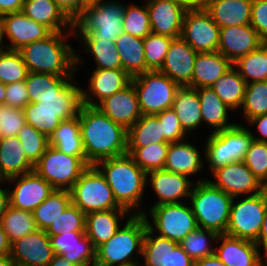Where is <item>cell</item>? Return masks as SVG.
I'll return each instance as SVG.
<instances>
[{
  "mask_svg": "<svg viewBox=\"0 0 267 266\" xmlns=\"http://www.w3.org/2000/svg\"><path fill=\"white\" fill-rule=\"evenodd\" d=\"M78 119L85 159L89 165L127 153V130L97 107L83 104Z\"/></svg>",
  "mask_w": 267,
  "mask_h": 266,
  "instance_id": "cell-1",
  "label": "cell"
},
{
  "mask_svg": "<svg viewBox=\"0 0 267 266\" xmlns=\"http://www.w3.org/2000/svg\"><path fill=\"white\" fill-rule=\"evenodd\" d=\"M70 34L75 35L74 31L52 32L45 39L24 45L18 50L28 72L74 76L78 63L83 60L65 43Z\"/></svg>",
  "mask_w": 267,
  "mask_h": 266,
  "instance_id": "cell-2",
  "label": "cell"
},
{
  "mask_svg": "<svg viewBox=\"0 0 267 266\" xmlns=\"http://www.w3.org/2000/svg\"><path fill=\"white\" fill-rule=\"evenodd\" d=\"M109 184L117 203L133 214H143L140 203L147 185V174L126 153L99 161L94 165Z\"/></svg>",
  "mask_w": 267,
  "mask_h": 266,
  "instance_id": "cell-3",
  "label": "cell"
},
{
  "mask_svg": "<svg viewBox=\"0 0 267 266\" xmlns=\"http://www.w3.org/2000/svg\"><path fill=\"white\" fill-rule=\"evenodd\" d=\"M125 6L126 4L118 1L91 0L73 22L74 36H79V39L116 41L124 32Z\"/></svg>",
  "mask_w": 267,
  "mask_h": 266,
  "instance_id": "cell-4",
  "label": "cell"
},
{
  "mask_svg": "<svg viewBox=\"0 0 267 266\" xmlns=\"http://www.w3.org/2000/svg\"><path fill=\"white\" fill-rule=\"evenodd\" d=\"M146 218L142 214H132L113 237L95 249L96 266H123L137 261L133 254H142L144 235L147 230ZM135 259V261H134Z\"/></svg>",
  "mask_w": 267,
  "mask_h": 266,
  "instance_id": "cell-5",
  "label": "cell"
},
{
  "mask_svg": "<svg viewBox=\"0 0 267 266\" xmlns=\"http://www.w3.org/2000/svg\"><path fill=\"white\" fill-rule=\"evenodd\" d=\"M197 226L225 234L233 197L213 186L208 179L194 184L190 198Z\"/></svg>",
  "mask_w": 267,
  "mask_h": 266,
  "instance_id": "cell-6",
  "label": "cell"
},
{
  "mask_svg": "<svg viewBox=\"0 0 267 266\" xmlns=\"http://www.w3.org/2000/svg\"><path fill=\"white\" fill-rule=\"evenodd\" d=\"M205 142V159L211 172L230 163L243 161L253 136L248 128L235 124L229 129L210 132Z\"/></svg>",
  "mask_w": 267,
  "mask_h": 266,
  "instance_id": "cell-7",
  "label": "cell"
},
{
  "mask_svg": "<svg viewBox=\"0 0 267 266\" xmlns=\"http://www.w3.org/2000/svg\"><path fill=\"white\" fill-rule=\"evenodd\" d=\"M72 204L85 215L95 211L125 209L114 198L102 173L90 165L69 190Z\"/></svg>",
  "mask_w": 267,
  "mask_h": 266,
  "instance_id": "cell-8",
  "label": "cell"
},
{
  "mask_svg": "<svg viewBox=\"0 0 267 266\" xmlns=\"http://www.w3.org/2000/svg\"><path fill=\"white\" fill-rule=\"evenodd\" d=\"M89 166L85 156L66 155L49 145L34 165V171L54 189L70 190Z\"/></svg>",
  "mask_w": 267,
  "mask_h": 266,
  "instance_id": "cell-9",
  "label": "cell"
},
{
  "mask_svg": "<svg viewBox=\"0 0 267 266\" xmlns=\"http://www.w3.org/2000/svg\"><path fill=\"white\" fill-rule=\"evenodd\" d=\"M142 115L157 114L172 108L180 87L160 71H147L131 79Z\"/></svg>",
  "mask_w": 267,
  "mask_h": 266,
  "instance_id": "cell-10",
  "label": "cell"
},
{
  "mask_svg": "<svg viewBox=\"0 0 267 266\" xmlns=\"http://www.w3.org/2000/svg\"><path fill=\"white\" fill-rule=\"evenodd\" d=\"M230 210L226 235L255 242L260 234L267 209V189L253 196H244Z\"/></svg>",
  "mask_w": 267,
  "mask_h": 266,
  "instance_id": "cell-11",
  "label": "cell"
},
{
  "mask_svg": "<svg viewBox=\"0 0 267 266\" xmlns=\"http://www.w3.org/2000/svg\"><path fill=\"white\" fill-rule=\"evenodd\" d=\"M153 224L144 211L147 226L153 233L180 243L190 232L198 228L191 206L182 203L162 204L150 207ZM157 230V231H155Z\"/></svg>",
  "mask_w": 267,
  "mask_h": 266,
  "instance_id": "cell-12",
  "label": "cell"
},
{
  "mask_svg": "<svg viewBox=\"0 0 267 266\" xmlns=\"http://www.w3.org/2000/svg\"><path fill=\"white\" fill-rule=\"evenodd\" d=\"M220 27L206 9L187 10L184 15L181 38L197 52L217 51Z\"/></svg>",
  "mask_w": 267,
  "mask_h": 266,
  "instance_id": "cell-13",
  "label": "cell"
},
{
  "mask_svg": "<svg viewBox=\"0 0 267 266\" xmlns=\"http://www.w3.org/2000/svg\"><path fill=\"white\" fill-rule=\"evenodd\" d=\"M212 174L216 182L208 181L233 198L241 195L253 196L266 189L243 161L230 163L218 168Z\"/></svg>",
  "mask_w": 267,
  "mask_h": 266,
  "instance_id": "cell-14",
  "label": "cell"
},
{
  "mask_svg": "<svg viewBox=\"0 0 267 266\" xmlns=\"http://www.w3.org/2000/svg\"><path fill=\"white\" fill-rule=\"evenodd\" d=\"M16 181L13 190L9 189L10 206L33 212L55 190L35 171L15 176L5 182Z\"/></svg>",
  "mask_w": 267,
  "mask_h": 266,
  "instance_id": "cell-15",
  "label": "cell"
},
{
  "mask_svg": "<svg viewBox=\"0 0 267 266\" xmlns=\"http://www.w3.org/2000/svg\"><path fill=\"white\" fill-rule=\"evenodd\" d=\"M10 256L16 265L47 266L54 251L46 231L37 229L11 243Z\"/></svg>",
  "mask_w": 267,
  "mask_h": 266,
  "instance_id": "cell-16",
  "label": "cell"
},
{
  "mask_svg": "<svg viewBox=\"0 0 267 266\" xmlns=\"http://www.w3.org/2000/svg\"><path fill=\"white\" fill-rule=\"evenodd\" d=\"M151 32L170 38L182 34L184 15L187 9L177 0H147Z\"/></svg>",
  "mask_w": 267,
  "mask_h": 266,
  "instance_id": "cell-17",
  "label": "cell"
},
{
  "mask_svg": "<svg viewBox=\"0 0 267 266\" xmlns=\"http://www.w3.org/2000/svg\"><path fill=\"white\" fill-rule=\"evenodd\" d=\"M4 36L10 40L8 50H20L24 45L48 37L52 31L28 18L22 11L8 13L0 17Z\"/></svg>",
  "mask_w": 267,
  "mask_h": 266,
  "instance_id": "cell-18",
  "label": "cell"
},
{
  "mask_svg": "<svg viewBox=\"0 0 267 266\" xmlns=\"http://www.w3.org/2000/svg\"><path fill=\"white\" fill-rule=\"evenodd\" d=\"M264 41L250 24L223 27L220 28L217 51L235 63L242 56L258 49Z\"/></svg>",
  "mask_w": 267,
  "mask_h": 266,
  "instance_id": "cell-19",
  "label": "cell"
},
{
  "mask_svg": "<svg viewBox=\"0 0 267 266\" xmlns=\"http://www.w3.org/2000/svg\"><path fill=\"white\" fill-rule=\"evenodd\" d=\"M195 51L181 37L172 40L161 68L158 70L179 86H189L192 81Z\"/></svg>",
  "mask_w": 267,
  "mask_h": 266,
  "instance_id": "cell-20",
  "label": "cell"
},
{
  "mask_svg": "<svg viewBox=\"0 0 267 266\" xmlns=\"http://www.w3.org/2000/svg\"><path fill=\"white\" fill-rule=\"evenodd\" d=\"M96 107L126 130L142 117L138 96L132 83L104 99Z\"/></svg>",
  "mask_w": 267,
  "mask_h": 266,
  "instance_id": "cell-21",
  "label": "cell"
},
{
  "mask_svg": "<svg viewBox=\"0 0 267 266\" xmlns=\"http://www.w3.org/2000/svg\"><path fill=\"white\" fill-rule=\"evenodd\" d=\"M150 178V179H149ZM148 182L159 197L157 202L152 205L182 203L180 199L190 197L194 182L190 181L188 176L179 173H173L165 169L154 170L147 173Z\"/></svg>",
  "mask_w": 267,
  "mask_h": 266,
  "instance_id": "cell-22",
  "label": "cell"
},
{
  "mask_svg": "<svg viewBox=\"0 0 267 266\" xmlns=\"http://www.w3.org/2000/svg\"><path fill=\"white\" fill-rule=\"evenodd\" d=\"M131 79L123 69H94L90 77V89H82V102L84 105L96 107L104 99L128 86Z\"/></svg>",
  "mask_w": 267,
  "mask_h": 266,
  "instance_id": "cell-23",
  "label": "cell"
},
{
  "mask_svg": "<svg viewBox=\"0 0 267 266\" xmlns=\"http://www.w3.org/2000/svg\"><path fill=\"white\" fill-rule=\"evenodd\" d=\"M215 247V254L226 266H260L262 258L258 245L250 240L218 235Z\"/></svg>",
  "mask_w": 267,
  "mask_h": 266,
  "instance_id": "cell-24",
  "label": "cell"
},
{
  "mask_svg": "<svg viewBox=\"0 0 267 266\" xmlns=\"http://www.w3.org/2000/svg\"><path fill=\"white\" fill-rule=\"evenodd\" d=\"M49 237L54 254L64 256L76 266L95 264V248L86 232H69Z\"/></svg>",
  "mask_w": 267,
  "mask_h": 266,
  "instance_id": "cell-25",
  "label": "cell"
},
{
  "mask_svg": "<svg viewBox=\"0 0 267 266\" xmlns=\"http://www.w3.org/2000/svg\"><path fill=\"white\" fill-rule=\"evenodd\" d=\"M129 214L127 209L95 211L86 214L85 232L86 236L91 240L93 247L96 249L113 237L121 227L119 225L120 220L126 216L130 217L133 213Z\"/></svg>",
  "mask_w": 267,
  "mask_h": 266,
  "instance_id": "cell-26",
  "label": "cell"
},
{
  "mask_svg": "<svg viewBox=\"0 0 267 266\" xmlns=\"http://www.w3.org/2000/svg\"><path fill=\"white\" fill-rule=\"evenodd\" d=\"M232 66L233 63L218 51L198 52L189 87H212Z\"/></svg>",
  "mask_w": 267,
  "mask_h": 266,
  "instance_id": "cell-27",
  "label": "cell"
},
{
  "mask_svg": "<svg viewBox=\"0 0 267 266\" xmlns=\"http://www.w3.org/2000/svg\"><path fill=\"white\" fill-rule=\"evenodd\" d=\"M34 171V165L26 158L18 136L0 139V179L20 176Z\"/></svg>",
  "mask_w": 267,
  "mask_h": 266,
  "instance_id": "cell-28",
  "label": "cell"
},
{
  "mask_svg": "<svg viewBox=\"0 0 267 266\" xmlns=\"http://www.w3.org/2000/svg\"><path fill=\"white\" fill-rule=\"evenodd\" d=\"M21 11L52 32L74 31L73 22L52 0H25Z\"/></svg>",
  "mask_w": 267,
  "mask_h": 266,
  "instance_id": "cell-29",
  "label": "cell"
},
{
  "mask_svg": "<svg viewBox=\"0 0 267 266\" xmlns=\"http://www.w3.org/2000/svg\"><path fill=\"white\" fill-rule=\"evenodd\" d=\"M171 142L167 150L164 169L173 173L194 175L203 169L200 152L188 140Z\"/></svg>",
  "mask_w": 267,
  "mask_h": 266,
  "instance_id": "cell-30",
  "label": "cell"
},
{
  "mask_svg": "<svg viewBox=\"0 0 267 266\" xmlns=\"http://www.w3.org/2000/svg\"><path fill=\"white\" fill-rule=\"evenodd\" d=\"M253 0H211L206 9L220 27L250 24Z\"/></svg>",
  "mask_w": 267,
  "mask_h": 266,
  "instance_id": "cell-31",
  "label": "cell"
},
{
  "mask_svg": "<svg viewBox=\"0 0 267 266\" xmlns=\"http://www.w3.org/2000/svg\"><path fill=\"white\" fill-rule=\"evenodd\" d=\"M74 78L57 94L40 98L36 104L41 110L57 111L62 120L78 117L83 105L82 88L73 83Z\"/></svg>",
  "mask_w": 267,
  "mask_h": 266,
  "instance_id": "cell-32",
  "label": "cell"
},
{
  "mask_svg": "<svg viewBox=\"0 0 267 266\" xmlns=\"http://www.w3.org/2000/svg\"><path fill=\"white\" fill-rule=\"evenodd\" d=\"M172 108L187 134L202 125L201 106L196 88L180 86L176 91Z\"/></svg>",
  "mask_w": 267,
  "mask_h": 266,
  "instance_id": "cell-33",
  "label": "cell"
},
{
  "mask_svg": "<svg viewBox=\"0 0 267 266\" xmlns=\"http://www.w3.org/2000/svg\"><path fill=\"white\" fill-rule=\"evenodd\" d=\"M122 69L131 77L150 71L146 67L144 38L121 33L115 41Z\"/></svg>",
  "mask_w": 267,
  "mask_h": 266,
  "instance_id": "cell-34",
  "label": "cell"
},
{
  "mask_svg": "<svg viewBox=\"0 0 267 266\" xmlns=\"http://www.w3.org/2000/svg\"><path fill=\"white\" fill-rule=\"evenodd\" d=\"M201 106L202 121L214 128L213 132L233 127L236 123H229L228 111H232L211 87L196 89Z\"/></svg>",
  "mask_w": 267,
  "mask_h": 266,
  "instance_id": "cell-35",
  "label": "cell"
},
{
  "mask_svg": "<svg viewBox=\"0 0 267 266\" xmlns=\"http://www.w3.org/2000/svg\"><path fill=\"white\" fill-rule=\"evenodd\" d=\"M156 143H170L163 135L162 125L155 114L142 115L127 130V148H142Z\"/></svg>",
  "mask_w": 267,
  "mask_h": 266,
  "instance_id": "cell-36",
  "label": "cell"
},
{
  "mask_svg": "<svg viewBox=\"0 0 267 266\" xmlns=\"http://www.w3.org/2000/svg\"><path fill=\"white\" fill-rule=\"evenodd\" d=\"M49 145L66 155L85 156L78 117L63 120L49 137Z\"/></svg>",
  "mask_w": 267,
  "mask_h": 266,
  "instance_id": "cell-37",
  "label": "cell"
},
{
  "mask_svg": "<svg viewBox=\"0 0 267 266\" xmlns=\"http://www.w3.org/2000/svg\"><path fill=\"white\" fill-rule=\"evenodd\" d=\"M73 78L75 76L28 72L25 82L29 93V102L37 103L40 102V98L57 96Z\"/></svg>",
  "mask_w": 267,
  "mask_h": 266,
  "instance_id": "cell-38",
  "label": "cell"
},
{
  "mask_svg": "<svg viewBox=\"0 0 267 266\" xmlns=\"http://www.w3.org/2000/svg\"><path fill=\"white\" fill-rule=\"evenodd\" d=\"M211 88L216 92L221 101L232 109V111L241 109L246 82L234 66L223 74Z\"/></svg>",
  "mask_w": 267,
  "mask_h": 266,
  "instance_id": "cell-39",
  "label": "cell"
},
{
  "mask_svg": "<svg viewBox=\"0 0 267 266\" xmlns=\"http://www.w3.org/2000/svg\"><path fill=\"white\" fill-rule=\"evenodd\" d=\"M72 203L69 190L55 189L32 213L38 229L46 231Z\"/></svg>",
  "mask_w": 267,
  "mask_h": 266,
  "instance_id": "cell-40",
  "label": "cell"
},
{
  "mask_svg": "<svg viewBox=\"0 0 267 266\" xmlns=\"http://www.w3.org/2000/svg\"><path fill=\"white\" fill-rule=\"evenodd\" d=\"M0 224L7 233L10 243L20 240L38 229L32 212L15 209L11 206L2 215Z\"/></svg>",
  "mask_w": 267,
  "mask_h": 266,
  "instance_id": "cell-41",
  "label": "cell"
},
{
  "mask_svg": "<svg viewBox=\"0 0 267 266\" xmlns=\"http://www.w3.org/2000/svg\"><path fill=\"white\" fill-rule=\"evenodd\" d=\"M233 66L246 83L267 80V45L263 43L258 49L239 58Z\"/></svg>",
  "mask_w": 267,
  "mask_h": 266,
  "instance_id": "cell-42",
  "label": "cell"
},
{
  "mask_svg": "<svg viewBox=\"0 0 267 266\" xmlns=\"http://www.w3.org/2000/svg\"><path fill=\"white\" fill-rule=\"evenodd\" d=\"M85 52L93 55L96 69H122V62L115 47V41L107 39H80Z\"/></svg>",
  "mask_w": 267,
  "mask_h": 266,
  "instance_id": "cell-43",
  "label": "cell"
},
{
  "mask_svg": "<svg viewBox=\"0 0 267 266\" xmlns=\"http://www.w3.org/2000/svg\"><path fill=\"white\" fill-rule=\"evenodd\" d=\"M170 143L150 144L142 148H127L135 163L147 174L154 170L164 169L167 150Z\"/></svg>",
  "mask_w": 267,
  "mask_h": 266,
  "instance_id": "cell-44",
  "label": "cell"
},
{
  "mask_svg": "<svg viewBox=\"0 0 267 266\" xmlns=\"http://www.w3.org/2000/svg\"><path fill=\"white\" fill-rule=\"evenodd\" d=\"M241 108H243L246 122L254 117L267 114V80L246 83Z\"/></svg>",
  "mask_w": 267,
  "mask_h": 266,
  "instance_id": "cell-45",
  "label": "cell"
},
{
  "mask_svg": "<svg viewBox=\"0 0 267 266\" xmlns=\"http://www.w3.org/2000/svg\"><path fill=\"white\" fill-rule=\"evenodd\" d=\"M142 256L145 261L143 266H168L169 239L155 235L147 227L142 245Z\"/></svg>",
  "mask_w": 267,
  "mask_h": 266,
  "instance_id": "cell-46",
  "label": "cell"
},
{
  "mask_svg": "<svg viewBox=\"0 0 267 266\" xmlns=\"http://www.w3.org/2000/svg\"><path fill=\"white\" fill-rule=\"evenodd\" d=\"M217 237L218 234L216 232L198 227L190 232L179 244L196 261L215 254V248H210L207 242H215Z\"/></svg>",
  "mask_w": 267,
  "mask_h": 266,
  "instance_id": "cell-47",
  "label": "cell"
},
{
  "mask_svg": "<svg viewBox=\"0 0 267 266\" xmlns=\"http://www.w3.org/2000/svg\"><path fill=\"white\" fill-rule=\"evenodd\" d=\"M144 6V7H143ZM142 7L131 4L125 6L123 31L131 36L145 38L151 33V24L146 4Z\"/></svg>",
  "mask_w": 267,
  "mask_h": 266,
  "instance_id": "cell-48",
  "label": "cell"
},
{
  "mask_svg": "<svg viewBox=\"0 0 267 266\" xmlns=\"http://www.w3.org/2000/svg\"><path fill=\"white\" fill-rule=\"evenodd\" d=\"M28 74L21 53L7 50L0 54V82L8 85L18 81H25Z\"/></svg>",
  "mask_w": 267,
  "mask_h": 266,
  "instance_id": "cell-49",
  "label": "cell"
},
{
  "mask_svg": "<svg viewBox=\"0 0 267 266\" xmlns=\"http://www.w3.org/2000/svg\"><path fill=\"white\" fill-rule=\"evenodd\" d=\"M26 158L35 165L49 146V138L29 124H25L18 133Z\"/></svg>",
  "mask_w": 267,
  "mask_h": 266,
  "instance_id": "cell-50",
  "label": "cell"
},
{
  "mask_svg": "<svg viewBox=\"0 0 267 266\" xmlns=\"http://www.w3.org/2000/svg\"><path fill=\"white\" fill-rule=\"evenodd\" d=\"M26 123L34 127L48 138L63 121L57 111L41 110L36 103L29 102L24 108Z\"/></svg>",
  "mask_w": 267,
  "mask_h": 266,
  "instance_id": "cell-51",
  "label": "cell"
},
{
  "mask_svg": "<svg viewBox=\"0 0 267 266\" xmlns=\"http://www.w3.org/2000/svg\"><path fill=\"white\" fill-rule=\"evenodd\" d=\"M86 215L74 204L59 216L46 230L48 236H57L69 232H85Z\"/></svg>",
  "mask_w": 267,
  "mask_h": 266,
  "instance_id": "cell-52",
  "label": "cell"
},
{
  "mask_svg": "<svg viewBox=\"0 0 267 266\" xmlns=\"http://www.w3.org/2000/svg\"><path fill=\"white\" fill-rule=\"evenodd\" d=\"M173 38L150 33L144 38L145 62L150 71L161 68Z\"/></svg>",
  "mask_w": 267,
  "mask_h": 266,
  "instance_id": "cell-53",
  "label": "cell"
},
{
  "mask_svg": "<svg viewBox=\"0 0 267 266\" xmlns=\"http://www.w3.org/2000/svg\"><path fill=\"white\" fill-rule=\"evenodd\" d=\"M243 162L257 179L267 187V142L253 140Z\"/></svg>",
  "mask_w": 267,
  "mask_h": 266,
  "instance_id": "cell-54",
  "label": "cell"
},
{
  "mask_svg": "<svg viewBox=\"0 0 267 266\" xmlns=\"http://www.w3.org/2000/svg\"><path fill=\"white\" fill-rule=\"evenodd\" d=\"M25 124L23 109L0 105V139L17 136Z\"/></svg>",
  "mask_w": 267,
  "mask_h": 266,
  "instance_id": "cell-55",
  "label": "cell"
},
{
  "mask_svg": "<svg viewBox=\"0 0 267 266\" xmlns=\"http://www.w3.org/2000/svg\"><path fill=\"white\" fill-rule=\"evenodd\" d=\"M160 124L162 125L164 138L168 142H178L187 140L188 135L180 125L179 118L177 117L173 108L164 110L163 112L155 114Z\"/></svg>",
  "mask_w": 267,
  "mask_h": 266,
  "instance_id": "cell-56",
  "label": "cell"
},
{
  "mask_svg": "<svg viewBox=\"0 0 267 266\" xmlns=\"http://www.w3.org/2000/svg\"><path fill=\"white\" fill-rule=\"evenodd\" d=\"M29 103V93L25 81L6 85L5 104L23 109Z\"/></svg>",
  "mask_w": 267,
  "mask_h": 266,
  "instance_id": "cell-57",
  "label": "cell"
},
{
  "mask_svg": "<svg viewBox=\"0 0 267 266\" xmlns=\"http://www.w3.org/2000/svg\"><path fill=\"white\" fill-rule=\"evenodd\" d=\"M250 25L264 39H267V0H253Z\"/></svg>",
  "mask_w": 267,
  "mask_h": 266,
  "instance_id": "cell-58",
  "label": "cell"
},
{
  "mask_svg": "<svg viewBox=\"0 0 267 266\" xmlns=\"http://www.w3.org/2000/svg\"><path fill=\"white\" fill-rule=\"evenodd\" d=\"M168 266H194V260L183 250L182 246L170 239Z\"/></svg>",
  "mask_w": 267,
  "mask_h": 266,
  "instance_id": "cell-59",
  "label": "cell"
},
{
  "mask_svg": "<svg viewBox=\"0 0 267 266\" xmlns=\"http://www.w3.org/2000/svg\"><path fill=\"white\" fill-rule=\"evenodd\" d=\"M74 22L91 0H52Z\"/></svg>",
  "mask_w": 267,
  "mask_h": 266,
  "instance_id": "cell-60",
  "label": "cell"
},
{
  "mask_svg": "<svg viewBox=\"0 0 267 266\" xmlns=\"http://www.w3.org/2000/svg\"><path fill=\"white\" fill-rule=\"evenodd\" d=\"M248 122L250 125H257L256 126L257 130L262 136V137H256L254 133L251 132L253 139L256 141L267 142V114L254 117L250 119Z\"/></svg>",
  "mask_w": 267,
  "mask_h": 266,
  "instance_id": "cell-61",
  "label": "cell"
},
{
  "mask_svg": "<svg viewBox=\"0 0 267 266\" xmlns=\"http://www.w3.org/2000/svg\"><path fill=\"white\" fill-rule=\"evenodd\" d=\"M25 0H0V17L22 10Z\"/></svg>",
  "mask_w": 267,
  "mask_h": 266,
  "instance_id": "cell-62",
  "label": "cell"
},
{
  "mask_svg": "<svg viewBox=\"0 0 267 266\" xmlns=\"http://www.w3.org/2000/svg\"><path fill=\"white\" fill-rule=\"evenodd\" d=\"M255 243L258 245L259 248L263 245L262 248H264V252H265L264 258H267V209L264 215L260 234L257 240L255 241Z\"/></svg>",
  "mask_w": 267,
  "mask_h": 266,
  "instance_id": "cell-63",
  "label": "cell"
},
{
  "mask_svg": "<svg viewBox=\"0 0 267 266\" xmlns=\"http://www.w3.org/2000/svg\"><path fill=\"white\" fill-rule=\"evenodd\" d=\"M3 179H0V184L2 185L5 183ZM10 206V201H9V189L5 188H0V219L2 215L5 213L7 208Z\"/></svg>",
  "mask_w": 267,
  "mask_h": 266,
  "instance_id": "cell-64",
  "label": "cell"
},
{
  "mask_svg": "<svg viewBox=\"0 0 267 266\" xmlns=\"http://www.w3.org/2000/svg\"><path fill=\"white\" fill-rule=\"evenodd\" d=\"M194 266H226L216 254L194 261Z\"/></svg>",
  "mask_w": 267,
  "mask_h": 266,
  "instance_id": "cell-65",
  "label": "cell"
},
{
  "mask_svg": "<svg viewBox=\"0 0 267 266\" xmlns=\"http://www.w3.org/2000/svg\"><path fill=\"white\" fill-rule=\"evenodd\" d=\"M11 243L8 240L7 233L0 224V256L10 255Z\"/></svg>",
  "mask_w": 267,
  "mask_h": 266,
  "instance_id": "cell-66",
  "label": "cell"
},
{
  "mask_svg": "<svg viewBox=\"0 0 267 266\" xmlns=\"http://www.w3.org/2000/svg\"><path fill=\"white\" fill-rule=\"evenodd\" d=\"M211 0H186L187 10H201L209 7Z\"/></svg>",
  "mask_w": 267,
  "mask_h": 266,
  "instance_id": "cell-67",
  "label": "cell"
},
{
  "mask_svg": "<svg viewBox=\"0 0 267 266\" xmlns=\"http://www.w3.org/2000/svg\"><path fill=\"white\" fill-rule=\"evenodd\" d=\"M47 266H76V265L67 260L64 256L59 254H54L52 260Z\"/></svg>",
  "mask_w": 267,
  "mask_h": 266,
  "instance_id": "cell-68",
  "label": "cell"
},
{
  "mask_svg": "<svg viewBox=\"0 0 267 266\" xmlns=\"http://www.w3.org/2000/svg\"><path fill=\"white\" fill-rule=\"evenodd\" d=\"M0 266H14V261L10 255L0 256Z\"/></svg>",
  "mask_w": 267,
  "mask_h": 266,
  "instance_id": "cell-69",
  "label": "cell"
},
{
  "mask_svg": "<svg viewBox=\"0 0 267 266\" xmlns=\"http://www.w3.org/2000/svg\"><path fill=\"white\" fill-rule=\"evenodd\" d=\"M4 37L5 36H4V33H3V28H2L1 21H0V54L6 52L8 50L7 49V45L6 44L5 45L3 44V38Z\"/></svg>",
  "mask_w": 267,
  "mask_h": 266,
  "instance_id": "cell-70",
  "label": "cell"
},
{
  "mask_svg": "<svg viewBox=\"0 0 267 266\" xmlns=\"http://www.w3.org/2000/svg\"><path fill=\"white\" fill-rule=\"evenodd\" d=\"M6 85L0 82V105L5 104Z\"/></svg>",
  "mask_w": 267,
  "mask_h": 266,
  "instance_id": "cell-71",
  "label": "cell"
},
{
  "mask_svg": "<svg viewBox=\"0 0 267 266\" xmlns=\"http://www.w3.org/2000/svg\"><path fill=\"white\" fill-rule=\"evenodd\" d=\"M123 266H142V265H140V264H138V262H136V263H133V264L123 265Z\"/></svg>",
  "mask_w": 267,
  "mask_h": 266,
  "instance_id": "cell-72",
  "label": "cell"
},
{
  "mask_svg": "<svg viewBox=\"0 0 267 266\" xmlns=\"http://www.w3.org/2000/svg\"><path fill=\"white\" fill-rule=\"evenodd\" d=\"M260 266H267V258H265V260L262 261Z\"/></svg>",
  "mask_w": 267,
  "mask_h": 266,
  "instance_id": "cell-73",
  "label": "cell"
},
{
  "mask_svg": "<svg viewBox=\"0 0 267 266\" xmlns=\"http://www.w3.org/2000/svg\"><path fill=\"white\" fill-rule=\"evenodd\" d=\"M183 3V6L186 8V0H177Z\"/></svg>",
  "mask_w": 267,
  "mask_h": 266,
  "instance_id": "cell-74",
  "label": "cell"
},
{
  "mask_svg": "<svg viewBox=\"0 0 267 266\" xmlns=\"http://www.w3.org/2000/svg\"><path fill=\"white\" fill-rule=\"evenodd\" d=\"M86 266H96L95 264H89V265H86Z\"/></svg>",
  "mask_w": 267,
  "mask_h": 266,
  "instance_id": "cell-75",
  "label": "cell"
}]
</instances>
